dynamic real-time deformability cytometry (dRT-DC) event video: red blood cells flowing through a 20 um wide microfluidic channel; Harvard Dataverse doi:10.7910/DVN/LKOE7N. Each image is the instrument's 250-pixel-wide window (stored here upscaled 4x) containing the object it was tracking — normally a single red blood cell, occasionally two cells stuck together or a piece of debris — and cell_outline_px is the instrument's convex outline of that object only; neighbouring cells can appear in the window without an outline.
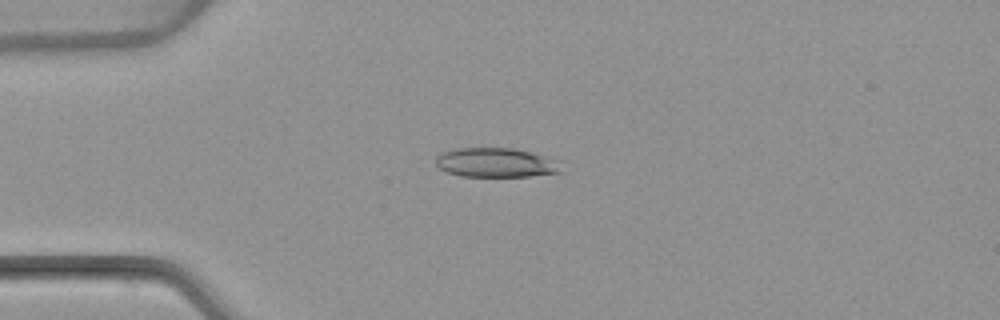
{"species": "common noctule bat (a hibernating species)", "species_latin": "Nyctalus noctula", "temperature_condition": "warm", "stored_images_in_passage": 4, "camera_frame_rate_fps": 3000, "um_per_image_px": 0.085, "animal": {"sex": "female", "body_mass_g": 22.7, "forearm_length_mm": 54.2}, "frame": {"image": 1, "passage_image": 2, "time_ms": 1.333, "image_size_px": [1000, 320], "cell_outline_px": [[564, 172], [528, 176], [460, 176], [444, 172], [436, 164], [436, 156], [440, 152], [452, 148], [512, 148], [548, 156], [564, 160]], "centroid_in_image_um": [42.23, 13.82], "position_along_channel_um": 42.8, "area_um2": 22.14}}
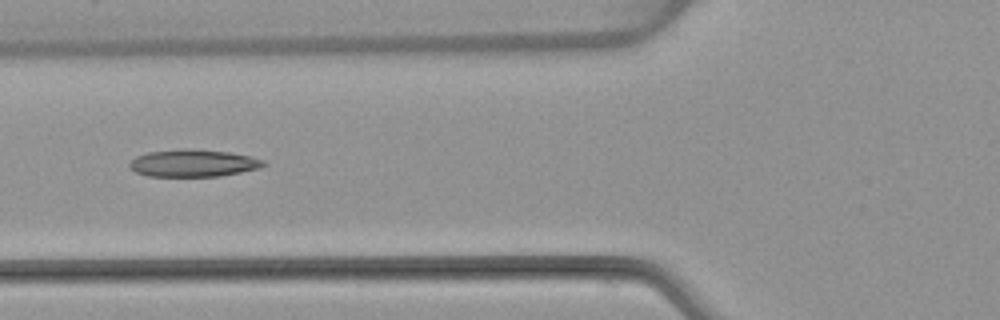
{"frame": {"image": 2, "passage_image": 4, "time_ms": 3.667, "image_size_px": [1000, 320], "cell_outline_px": [[268, 164], [260, 168], [220, 176], [148, 176], [136, 172], [128, 164], [136, 156], [148, 152], [184, 148], [192, 148], [232, 152], [252, 156], [264, 160]], "centroid_in_image_um": [16.48, 13.85], "position_along_channel_um": 109.3, "area_um2": 21.5}}